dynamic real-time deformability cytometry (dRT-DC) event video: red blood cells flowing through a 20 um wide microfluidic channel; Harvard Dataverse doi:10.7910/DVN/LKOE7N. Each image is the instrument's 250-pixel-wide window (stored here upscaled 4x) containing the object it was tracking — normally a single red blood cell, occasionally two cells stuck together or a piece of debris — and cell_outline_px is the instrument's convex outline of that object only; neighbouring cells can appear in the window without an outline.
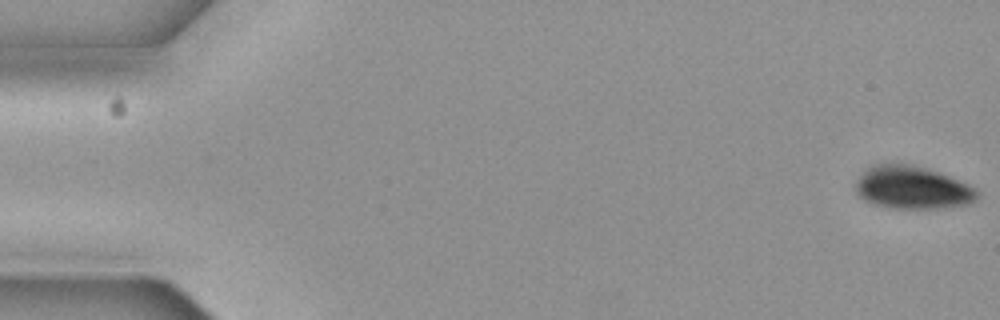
{"species": "common noctule bat (a hibernating species)", "species_latin": "Nyctalus noctula", "temperature_condition": "cold", "stored_images_in_passage": 6, "camera_frame_rate_fps": 3000, "um_per_image_px": 0.085, "animal": {"sex": "female", "body_mass_g": 19.3, "forearm_length_mm": 54.1}, "frame": {"image": 1, "passage_image": 1, "time_ms": 0.0, "image_size_px": [1000, 320], "cell_outline_px": [[976, 200], [968, 204], [944, 208], [888, 208], [872, 204], [864, 200], [856, 192], [856, 184], [864, 168], [872, 164], [892, 160], [900, 160], [948, 176], [972, 188], [976, 192]], "centroid_in_image_um": [77.43, 15.91], "position_along_channel_um": 7.6, "area_um2": 30.63}}